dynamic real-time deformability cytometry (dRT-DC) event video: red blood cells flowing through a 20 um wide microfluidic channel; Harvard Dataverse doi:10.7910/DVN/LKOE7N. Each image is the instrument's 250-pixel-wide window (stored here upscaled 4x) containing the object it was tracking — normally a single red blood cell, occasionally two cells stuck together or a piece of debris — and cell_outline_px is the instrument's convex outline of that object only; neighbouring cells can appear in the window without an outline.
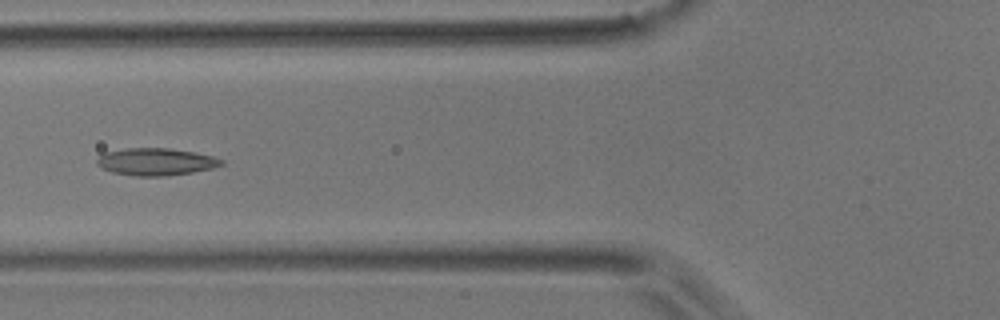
{"species": "common noctule bat (a hibernating species)", "species_latin": "Nyctalus noctula", "temperature_condition": "room temperature", "stored_images_in_passage": 19, "camera_frame_rate_fps": 3000, "um_per_image_px": 0.085, "animal": {"sex": "male", "body_mass_g": 17.9}, "frame": {"image": 1, "passage_image": 9, "time_ms": 2.667, "image_size_px": [1000, 320], "cell_outline_px": [[224, 164], [212, 168], [192, 172], [168, 176], [136, 176], [112, 172], [96, 164], [96, 160], [104, 152], [128, 148], [168, 148], [192, 152], [212, 156], [224, 160]], "centroid_in_image_um": [13.25, 13.75], "position_along_channel_um": 112.6, "area_um2": 19.65}}
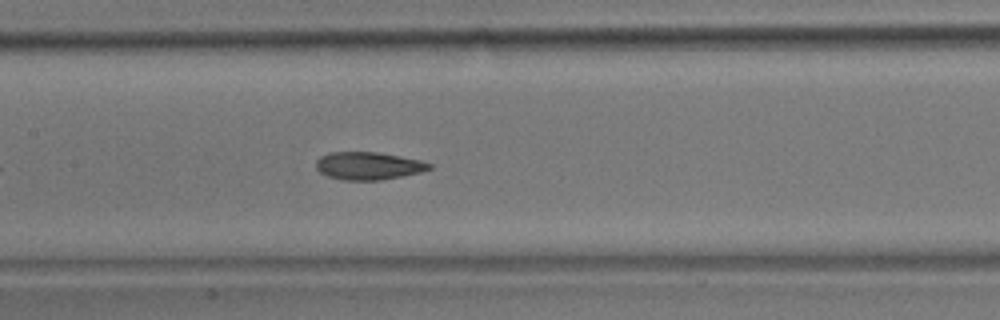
{"frame": {"image": 2, "passage_image": 14, "time_ms": 4.333, "image_size_px": [1000, 320], "cell_outline_px": [[432, 168], [420, 172], [380, 180], [344, 180], [328, 176], [320, 172], [316, 168], [316, 160], [320, 156], [328, 152], [376, 152], [400, 156], [420, 160], [432, 164]], "centroid_in_image_um": [31.28, 14.09], "position_along_channel_um": 176.1, "area_um2": 18.21}}